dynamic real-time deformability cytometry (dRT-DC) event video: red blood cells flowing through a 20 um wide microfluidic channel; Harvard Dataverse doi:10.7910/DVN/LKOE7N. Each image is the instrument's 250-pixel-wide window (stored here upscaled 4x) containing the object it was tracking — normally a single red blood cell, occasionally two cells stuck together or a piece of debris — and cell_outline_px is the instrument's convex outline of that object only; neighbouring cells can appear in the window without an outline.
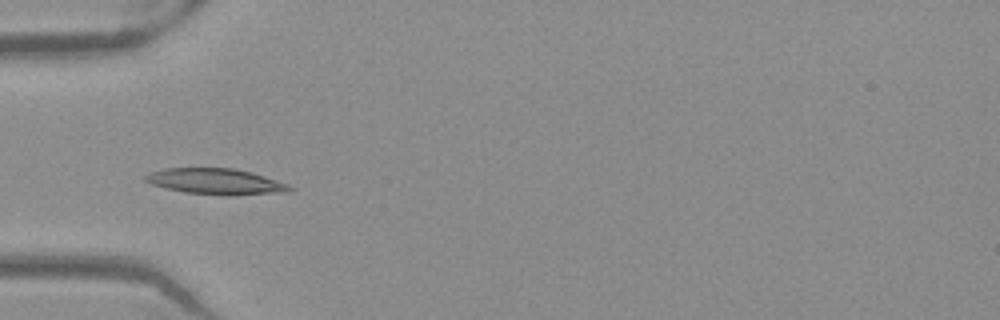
{"species": "Egyptian fruit bat (a non-hibernating species)", "species_latin": "Rousettus aegyptiacus", "temperature_condition": "warm", "stored_images_in_passage": 53, "camera_frame_rate_fps": 3000, "um_per_image_px": 0.085, "frame": {"image": 1, "passage_image": 18, "time_ms": 5.667, "image_size_px": [1000, 320], "cell_outline_px": [[292, 192], [228, 196], [184, 192], [152, 184], [144, 180], [144, 176], [152, 172], [164, 168], [232, 168], [252, 172], [288, 184], [292, 188]], "centroid_in_image_um": [18.39, 15.43], "position_along_channel_um": 66.6, "area_um2": 21.79}}
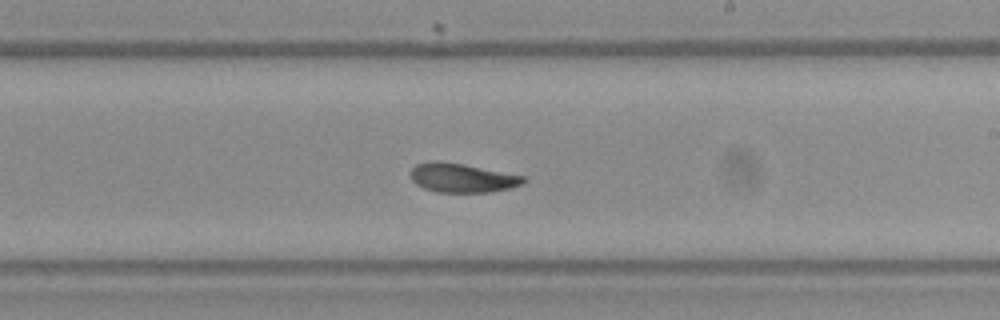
{"frame": {"image": 2, "passage_image": 32, "time_ms": 10.333, "image_size_px": [1000, 320], "cell_outline_px": [[528, 180], [520, 184], [508, 188], [492, 192], [436, 192], [424, 188], [416, 184], [412, 180], [408, 172], [416, 164], [432, 160], [440, 160], [464, 164], [524, 176]], "centroid_in_image_um": [39.22, 15.1], "position_along_channel_um": 249.8, "area_um2": 19.25}}
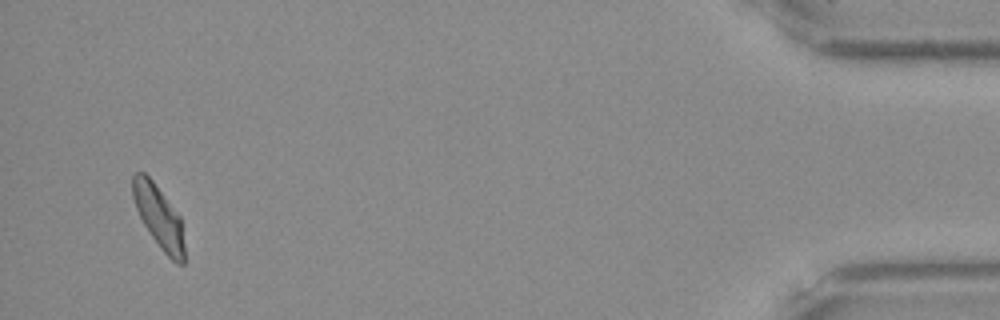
{"frame": {"image": 3, "passage_image": 51, "time_ms": 16.667, "image_size_px": [1000, 320], "cell_outline_px": [[184, 264], [176, 264], [160, 248], [144, 224], [136, 208], [132, 196], [132, 176], [136, 172], [144, 172], [152, 180], [180, 216], [184, 244]], "centroid_in_image_um": [13.49, 18.43], "position_along_channel_um": 421.7, "area_um2": 18.61}, "authors_computed_cell_mechanics": {"area_um2": 19.941, "velocity_mm_per_s": 3.9283, "shape_relaxation_time_tau1_ms": 4.2156, "shape_relaxation_time_tau2_ms": 2.4403, "deformation_change_tau1": 0.1633, "deformation_change_tau2": 0.0786}}